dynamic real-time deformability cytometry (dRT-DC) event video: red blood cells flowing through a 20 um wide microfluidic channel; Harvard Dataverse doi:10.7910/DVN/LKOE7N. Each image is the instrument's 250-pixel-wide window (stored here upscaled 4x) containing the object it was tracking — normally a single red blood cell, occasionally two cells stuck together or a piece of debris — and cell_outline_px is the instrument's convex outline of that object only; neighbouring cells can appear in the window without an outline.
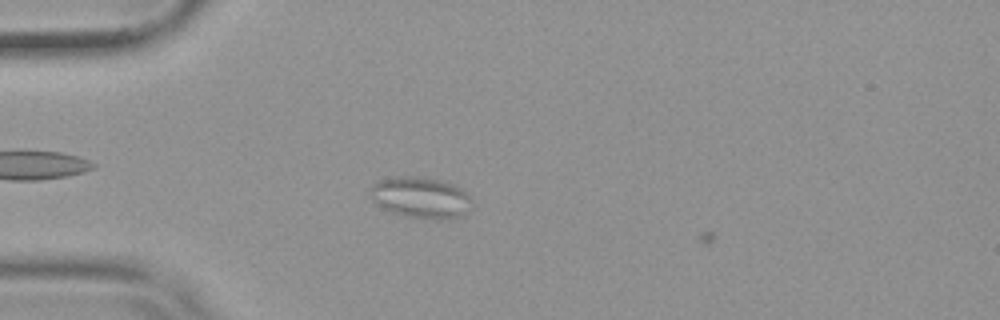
{"species": "common noctule bat (a hibernating species)", "species_latin": "Nyctalus noctula", "temperature_condition": "warm", "stored_images_in_passage": 7, "camera_frame_rate_fps": 3000, "um_per_image_px": 0.085, "animal": {"sex": "female", "body_mass_g": 19.9}, "frame": {"image": 1, "passage_image": 6, "time_ms": 1.667, "image_size_px": [1000, 320], "cell_outline_px": [[472, 200], [468, 212], [464, 216], [448, 220], [432, 220], [404, 216], [392, 212], [376, 204], [372, 200], [372, 188], [380, 180], [396, 176], [416, 176], [440, 180], [452, 184], [468, 192]], "centroid_in_image_um": [35.84, 16.82], "position_along_channel_um": 49.2, "area_um2": 24.62}}